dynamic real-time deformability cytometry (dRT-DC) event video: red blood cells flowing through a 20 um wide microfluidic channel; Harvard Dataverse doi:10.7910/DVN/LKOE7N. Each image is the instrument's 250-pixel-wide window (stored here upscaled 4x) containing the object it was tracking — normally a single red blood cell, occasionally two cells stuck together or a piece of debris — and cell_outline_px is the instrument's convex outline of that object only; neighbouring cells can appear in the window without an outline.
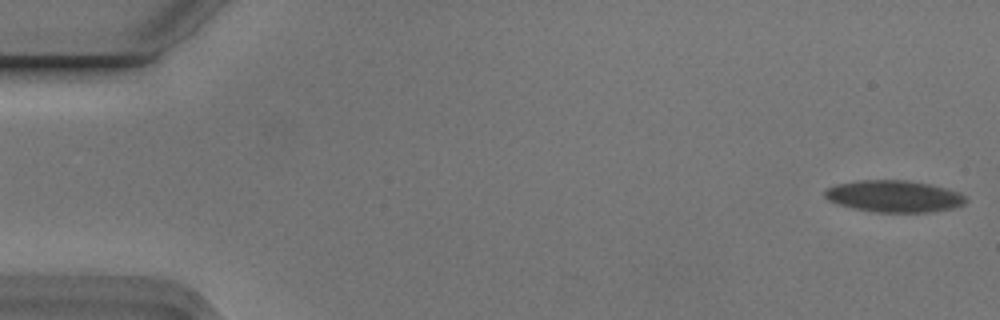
{"species": "Egyptian fruit bat (a non-hibernating species)", "species_latin": "Rousettus aegyptiacus", "temperature_condition": "cold", "stored_images_in_passage": 4, "camera_frame_rate_fps": 3000, "um_per_image_px": 0.085, "animal": {"sex": "male"}, "frame": {"image": 1, "passage_image": 4, "time_ms": 1.0, "image_size_px": [1000, 320], "cell_outline_px": [[968, 200], [964, 204], [952, 208], [932, 212], [876, 212], [856, 208], [840, 204], [828, 200], [824, 196], [824, 188], [836, 184], [856, 180], [908, 180], [928, 184], [960, 192]], "centroid_in_image_um": [75.98, 16.67], "position_along_channel_um": 9.0, "area_um2": 26.07}}